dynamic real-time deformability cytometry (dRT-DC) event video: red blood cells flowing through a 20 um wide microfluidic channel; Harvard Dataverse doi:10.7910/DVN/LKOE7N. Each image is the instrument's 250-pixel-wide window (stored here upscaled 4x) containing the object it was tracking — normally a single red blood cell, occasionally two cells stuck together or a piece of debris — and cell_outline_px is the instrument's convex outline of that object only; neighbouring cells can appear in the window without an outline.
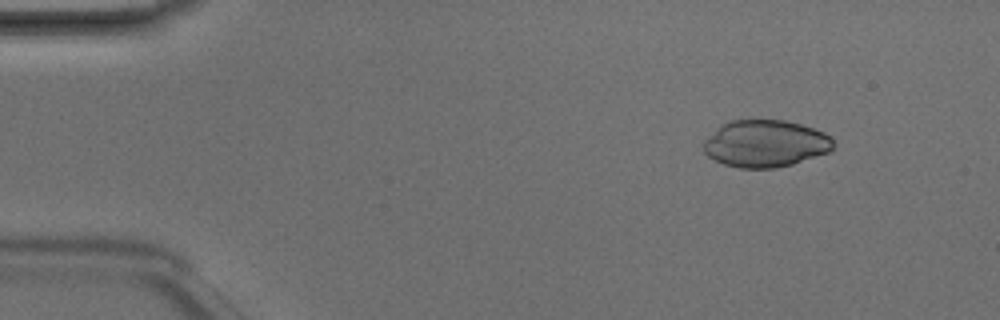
{"species": "Egyptian fruit bat (a non-hibernating species)", "species_latin": "Rousettus aegyptiacus", "temperature_condition": "room temperature", "stored_images_in_passage": 4, "camera_frame_rate_fps": 3000, "um_per_image_px": 0.085, "animal": {"sex": "male"}, "frame": {"image": 1, "passage_image": 2, "time_ms": 0.333, "image_size_px": [1000, 320], "cell_outline_px": [[832, 148], [828, 152], [792, 164], [776, 168], [740, 168], [724, 164], [708, 156], [704, 152], [704, 140], [716, 128], [728, 120], [784, 120], [800, 124], [824, 132], [832, 136]], "centroid_in_image_um": [65.03, 12.2], "position_along_channel_um": 20.0, "area_um2": 35.49}}